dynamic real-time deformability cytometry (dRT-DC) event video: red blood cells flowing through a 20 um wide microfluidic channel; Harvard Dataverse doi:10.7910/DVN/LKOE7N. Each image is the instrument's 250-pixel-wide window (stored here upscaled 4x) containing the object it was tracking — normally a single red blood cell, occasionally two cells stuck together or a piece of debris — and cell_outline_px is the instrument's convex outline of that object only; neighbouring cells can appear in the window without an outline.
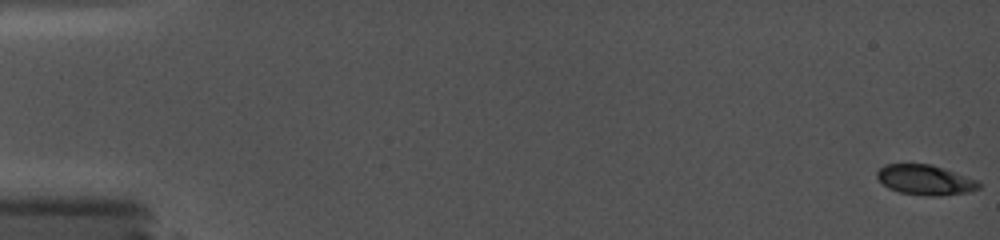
{"species": "common noctule bat (a hibernating species)", "species_latin": "Nyctalus noctula", "temperature_condition": "cold", "stored_images_in_passage": 31, "camera_frame_rate_fps": 5000, "um_per_image_px": 0.085, "animal": {"sex": "female", "body_mass_g": 19.0, "forearm_length_mm": 56.7}, "frame": {"image": 1, "passage_image": 1, "time_ms": 0.0, "image_size_px": [1000, 240], "cell_outline_px": [[980, 188], [968, 192], [940, 196], [928, 196], [900, 192], [888, 188], [876, 176], [876, 172], [884, 164], [932, 164], [976, 180], [980, 184]], "centroid_in_image_um": [78.62, 15.29], "position_along_channel_um": 6.4, "area_um2": 17.69}}
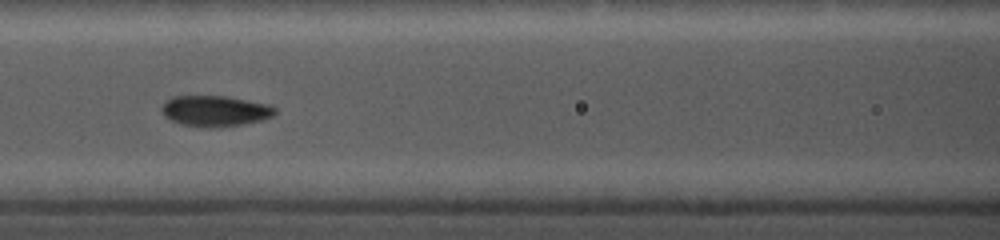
{"frame": {"image": 2, "passage_image": 18, "time_ms": 8.2, "image_size_px": [1000, 240], "cell_outline_px": [[276, 112], [272, 116], [260, 120], [240, 124], [208, 128], [180, 124], [164, 116], [160, 108], [160, 104], [164, 100], [172, 96], [224, 96], [272, 104], [276, 108]], "centroid_in_image_um": [18.24, 9.41], "position_along_channel_um": 148.4, "area_um2": 20.46}}
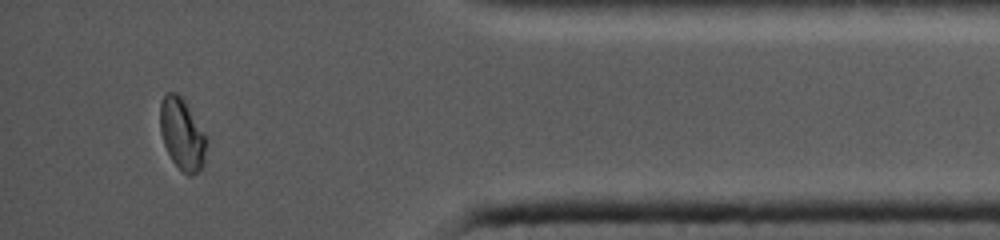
{"frame": {"image": 3, "passage_image": 30, "time_ms": 15.8, "image_size_px": [1000, 240], "cell_outline_px": [[208, 144], [204, 160], [200, 168], [192, 176], [188, 176], [172, 160], [164, 144], [160, 132], [160, 104], [164, 92], [176, 92], [184, 100], [208, 136]], "centroid_in_image_um": [15.49, 11.37], "position_along_channel_um": 419.7, "area_um2": 19.54}}